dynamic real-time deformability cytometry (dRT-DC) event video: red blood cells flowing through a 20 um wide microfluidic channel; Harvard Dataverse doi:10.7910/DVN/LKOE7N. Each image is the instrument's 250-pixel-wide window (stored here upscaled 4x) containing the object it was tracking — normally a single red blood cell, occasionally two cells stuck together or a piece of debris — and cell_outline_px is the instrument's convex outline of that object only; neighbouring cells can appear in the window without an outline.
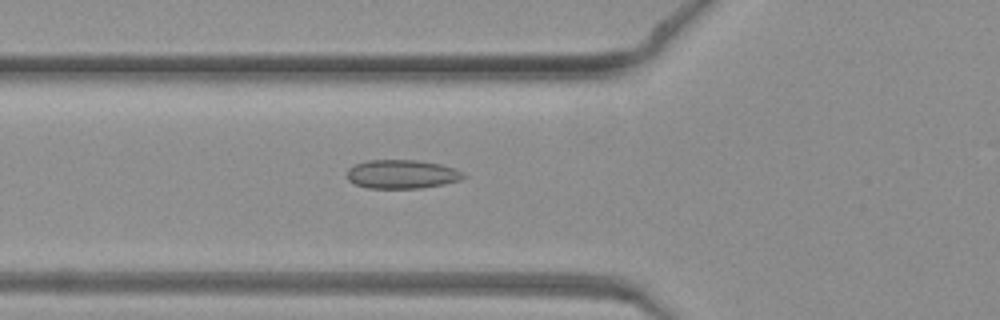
{"species": "common noctule bat (a hibernating species)", "species_latin": "Nyctalus noctula", "temperature_condition": "warm", "stored_images_in_passage": 47, "camera_frame_rate_fps": 3000, "um_per_image_px": 0.085, "animal": {"sex": "female", "body_mass_g": 19.3, "forearm_length_mm": 54.1}, "frame": {"image": 1, "passage_image": 17, "time_ms": 5.333, "image_size_px": [1000, 320], "cell_outline_px": [[468, 176], [460, 180], [444, 184], [420, 188], [368, 188], [356, 184], [348, 180], [348, 168], [356, 164], [368, 160], [416, 160], [440, 164], [464, 172]], "centroid_in_image_um": [34.19, 14.81], "position_along_channel_um": 91.6, "area_um2": 19.48}}
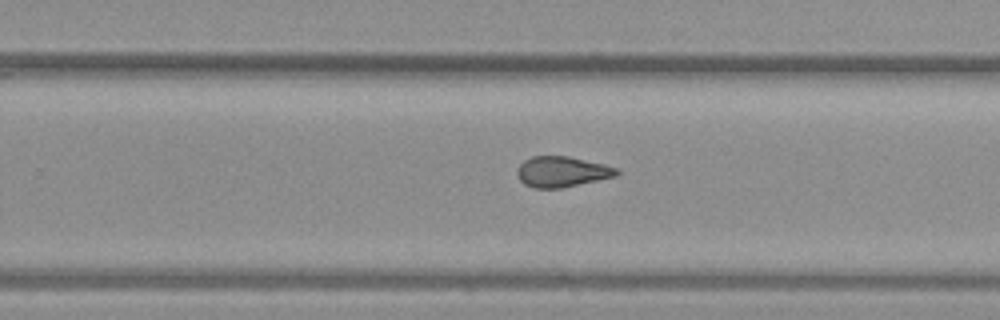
{"frame": {"image": 2, "passage_image": 30, "time_ms": 9.667, "image_size_px": [1000, 320], "cell_outline_px": [[620, 172], [616, 176], [560, 188], [532, 188], [524, 184], [520, 180], [516, 172], [520, 164], [524, 160], [532, 156], [568, 156], [604, 164], [620, 168]], "centroid_in_image_um": [47.77, 14.59], "position_along_channel_um": 282.0, "area_um2": 17.74}}
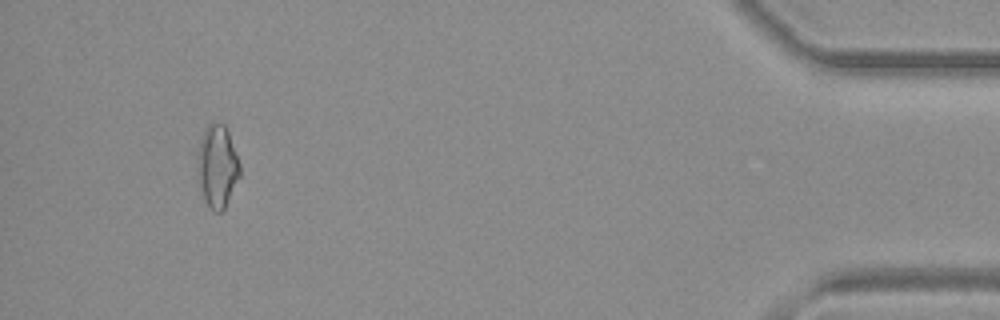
{"frame": {"image": 3, "passage_image": 44, "time_ms": 14.333, "image_size_px": [1000, 320], "cell_outline_px": [[240, 176], [224, 208], [220, 212], [212, 212], [204, 200], [196, 180], [188, 152], [208, 124], [212, 120], [220, 120], [224, 124], [228, 132], [240, 164]], "centroid_in_image_um": [18.29, 14.04], "position_along_channel_um": 416.9, "area_um2": 22.54}}